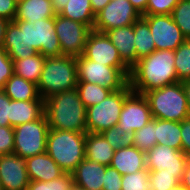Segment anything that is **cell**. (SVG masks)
Instances as JSON below:
<instances>
[{
	"mask_svg": "<svg viewBox=\"0 0 190 190\" xmlns=\"http://www.w3.org/2000/svg\"><path fill=\"white\" fill-rule=\"evenodd\" d=\"M17 3L21 2V1H24V0H15Z\"/></svg>",
	"mask_w": 190,
	"mask_h": 190,
	"instance_id": "obj_53",
	"label": "cell"
},
{
	"mask_svg": "<svg viewBox=\"0 0 190 190\" xmlns=\"http://www.w3.org/2000/svg\"><path fill=\"white\" fill-rule=\"evenodd\" d=\"M68 0H52L54 11L58 14L67 4Z\"/></svg>",
	"mask_w": 190,
	"mask_h": 190,
	"instance_id": "obj_48",
	"label": "cell"
},
{
	"mask_svg": "<svg viewBox=\"0 0 190 190\" xmlns=\"http://www.w3.org/2000/svg\"><path fill=\"white\" fill-rule=\"evenodd\" d=\"M110 166L115 168L121 175L132 174L146 168L145 152L131 145L117 149L114 152Z\"/></svg>",
	"mask_w": 190,
	"mask_h": 190,
	"instance_id": "obj_20",
	"label": "cell"
},
{
	"mask_svg": "<svg viewBox=\"0 0 190 190\" xmlns=\"http://www.w3.org/2000/svg\"><path fill=\"white\" fill-rule=\"evenodd\" d=\"M44 114V99L31 101H10V126L15 128L23 123L39 119Z\"/></svg>",
	"mask_w": 190,
	"mask_h": 190,
	"instance_id": "obj_21",
	"label": "cell"
},
{
	"mask_svg": "<svg viewBox=\"0 0 190 190\" xmlns=\"http://www.w3.org/2000/svg\"><path fill=\"white\" fill-rule=\"evenodd\" d=\"M145 155L148 171L162 169V172L176 173V177L181 181L185 165L189 159L188 155L180 150L160 144H156Z\"/></svg>",
	"mask_w": 190,
	"mask_h": 190,
	"instance_id": "obj_15",
	"label": "cell"
},
{
	"mask_svg": "<svg viewBox=\"0 0 190 190\" xmlns=\"http://www.w3.org/2000/svg\"><path fill=\"white\" fill-rule=\"evenodd\" d=\"M180 184L186 189L190 190V157L185 165L184 172Z\"/></svg>",
	"mask_w": 190,
	"mask_h": 190,
	"instance_id": "obj_44",
	"label": "cell"
},
{
	"mask_svg": "<svg viewBox=\"0 0 190 190\" xmlns=\"http://www.w3.org/2000/svg\"><path fill=\"white\" fill-rule=\"evenodd\" d=\"M101 134L115 151L134 144L133 134L125 132L117 125L102 131Z\"/></svg>",
	"mask_w": 190,
	"mask_h": 190,
	"instance_id": "obj_33",
	"label": "cell"
},
{
	"mask_svg": "<svg viewBox=\"0 0 190 190\" xmlns=\"http://www.w3.org/2000/svg\"><path fill=\"white\" fill-rule=\"evenodd\" d=\"M136 62L156 50L148 22L141 16L134 23Z\"/></svg>",
	"mask_w": 190,
	"mask_h": 190,
	"instance_id": "obj_28",
	"label": "cell"
},
{
	"mask_svg": "<svg viewBox=\"0 0 190 190\" xmlns=\"http://www.w3.org/2000/svg\"><path fill=\"white\" fill-rule=\"evenodd\" d=\"M152 118L181 122L190 117L182 82L153 89L144 94Z\"/></svg>",
	"mask_w": 190,
	"mask_h": 190,
	"instance_id": "obj_6",
	"label": "cell"
},
{
	"mask_svg": "<svg viewBox=\"0 0 190 190\" xmlns=\"http://www.w3.org/2000/svg\"><path fill=\"white\" fill-rule=\"evenodd\" d=\"M141 16L129 0H111L96 15L93 30L105 33L108 30L133 25Z\"/></svg>",
	"mask_w": 190,
	"mask_h": 190,
	"instance_id": "obj_11",
	"label": "cell"
},
{
	"mask_svg": "<svg viewBox=\"0 0 190 190\" xmlns=\"http://www.w3.org/2000/svg\"><path fill=\"white\" fill-rule=\"evenodd\" d=\"M174 50H155L140 58L131 68L129 85L133 92L145 94L178 82Z\"/></svg>",
	"mask_w": 190,
	"mask_h": 190,
	"instance_id": "obj_2",
	"label": "cell"
},
{
	"mask_svg": "<svg viewBox=\"0 0 190 190\" xmlns=\"http://www.w3.org/2000/svg\"><path fill=\"white\" fill-rule=\"evenodd\" d=\"M171 190H186L181 184L177 185L176 187L172 188Z\"/></svg>",
	"mask_w": 190,
	"mask_h": 190,
	"instance_id": "obj_50",
	"label": "cell"
},
{
	"mask_svg": "<svg viewBox=\"0 0 190 190\" xmlns=\"http://www.w3.org/2000/svg\"><path fill=\"white\" fill-rule=\"evenodd\" d=\"M9 22L10 21L8 19L0 17V48H3L4 38Z\"/></svg>",
	"mask_w": 190,
	"mask_h": 190,
	"instance_id": "obj_46",
	"label": "cell"
},
{
	"mask_svg": "<svg viewBox=\"0 0 190 190\" xmlns=\"http://www.w3.org/2000/svg\"><path fill=\"white\" fill-rule=\"evenodd\" d=\"M49 130L44 114L35 121L15 127L13 153L26 159L46 152Z\"/></svg>",
	"mask_w": 190,
	"mask_h": 190,
	"instance_id": "obj_8",
	"label": "cell"
},
{
	"mask_svg": "<svg viewBox=\"0 0 190 190\" xmlns=\"http://www.w3.org/2000/svg\"><path fill=\"white\" fill-rule=\"evenodd\" d=\"M115 150L101 133H86L85 158L110 166Z\"/></svg>",
	"mask_w": 190,
	"mask_h": 190,
	"instance_id": "obj_23",
	"label": "cell"
},
{
	"mask_svg": "<svg viewBox=\"0 0 190 190\" xmlns=\"http://www.w3.org/2000/svg\"><path fill=\"white\" fill-rule=\"evenodd\" d=\"M14 152V128L0 126V155H8Z\"/></svg>",
	"mask_w": 190,
	"mask_h": 190,
	"instance_id": "obj_39",
	"label": "cell"
},
{
	"mask_svg": "<svg viewBox=\"0 0 190 190\" xmlns=\"http://www.w3.org/2000/svg\"><path fill=\"white\" fill-rule=\"evenodd\" d=\"M0 190H3V187H2V185H1V181H0Z\"/></svg>",
	"mask_w": 190,
	"mask_h": 190,
	"instance_id": "obj_52",
	"label": "cell"
},
{
	"mask_svg": "<svg viewBox=\"0 0 190 190\" xmlns=\"http://www.w3.org/2000/svg\"><path fill=\"white\" fill-rule=\"evenodd\" d=\"M11 99L0 89V126H10Z\"/></svg>",
	"mask_w": 190,
	"mask_h": 190,
	"instance_id": "obj_41",
	"label": "cell"
},
{
	"mask_svg": "<svg viewBox=\"0 0 190 190\" xmlns=\"http://www.w3.org/2000/svg\"><path fill=\"white\" fill-rule=\"evenodd\" d=\"M171 15L183 36L190 39V0H180Z\"/></svg>",
	"mask_w": 190,
	"mask_h": 190,
	"instance_id": "obj_32",
	"label": "cell"
},
{
	"mask_svg": "<svg viewBox=\"0 0 190 190\" xmlns=\"http://www.w3.org/2000/svg\"><path fill=\"white\" fill-rule=\"evenodd\" d=\"M3 49L14 61L36 53L44 57L62 56L55 31V17L36 20L34 23L13 20L6 30Z\"/></svg>",
	"mask_w": 190,
	"mask_h": 190,
	"instance_id": "obj_1",
	"label": "cell"
},
{
	"mask_svg": "<svg viewBox=\"0 0 190 190\" xmlns=\"http://www.w3.org/2000/svg\"><path fill=\"white\" fill-rule=\"evenodd\" d=\"M106 166L84 159L72 172L73 184L84 190H102Z\"/></svg>",
	"mask_w": 190,
	"mask_h": 190,
	"instance_id": "obj_17",
	"label": "cell"
},
{
	"mask_svg": "<svg viewBox=\"0 0 190 190\" xmlns=\"http://www.w3.org/2000/svg\"><path fill=\"white\" fill-rule=\"evenodd\" d=\"M0 181L3 190H27L30 180L26 159L15 153L0 155Z\"/></svg>",
	"mask_w": 190,
	"mask_h": 190,
	"instance_id": "obj_16",
	"label": "cell"
},
{
	"mask_svg": "<svg viewBox=\"0 0 190 190\" xmlns=\"http://www.w3.org/2000/svg\"><path fill=\"white\" fill-rule=\"evenodd\" d=\"M64 18L85 24L91 30L95 24V18L90 0H68L66 6L58 13Z\"/></svg>",
	"mask_w": 190,
	"mask_h": 190,
	"instance_id": "obj_25",
	"label": "cell"
},
{
	"mask_svg": "<svg viewBox=\"0 0 190 190\" xmlns=\"http://www.w3.org/2000/svg\"><path fill=\"white\" fill-rule=\"evenodd\" d=\"M45 59L46 57L40 53H36L27 58L16 59L13 61L14 74L25 80L38 84L44 68Z\"/></svg>",
	"mask_w": 190,
	"mask_h": 190,
	"instance_id": "obj_27",
	"label": "cell"
},
{
	"mask_svg": "<svg viewBox=\"0 0 190 190\" xmlns=\"http://www.w3.org/2000/svg\"><path fill=\"white\" fill-rule=\"evenodd\" d=\"M49 129L87 133L86 107L75 88L44 100Z\"/></svg>",
	"mask_w": 190,
	"mask_h": 190,
	"instance_id": "obj_3",
	"label": "cell"
},
{
	"mask_svg": "<svg viewBox=\"0 0 190 190\" xmlns=\"http://www.w3.org/2000/svg\"><path fill=\"white\" fill-rule=\"evenodd\" d=\"M26 168L30 181L48 182L65 173L46 152L26 158Z\"/></svg>",
	"mask_w": 190,
	"mask_h": 190,
	"instance_id": "obj_18",
	"label": "cell"
},
{
	"mask_svg": "<svg viewBox=\"0 0 190 190\" xmlns=\"http://www.w3.org/2000/svg\"><path fill=\"white\" fill-rule=\"evenodd\" d=\"M129 83L121 90L112 91L104 100L86 108L87 132L101 133L119 122L125 99L132 93Z\"/></svg>",
	"mask_w": 190,
	"mask_h": 190,
	"instance_id": "obj_7",
	"label": "cell"
},
{
	"mask_svg": "<svg viewBox=\"0 0 190 190\" xmlns=\"http://www.w3.org/2000/svg\"><path fill=\"white\" fill-rule=\"evenodd\" d=\"M181 151L190 157V117L181 121Z\"/></svg>",
	"mask_w": 190,
	"mask_h": 190,
	"instance_id": "obj_42",
	"label": "cell"
},
{
	"mask_svg": "<svg viewBox=\"0 0 190 190\" xmlns=\"http://www.w3.org/2000/svg\"><path fill=\"white\" fill-rule=\"evenodd\" d=\"M129 1L139 11L141 15L146 11L148 0H129Z\"/></svg>",
	"mask_w": 190,
	"mask_h": 190,
	"instance_id": "obj_47",
	"label": "cell"
},
{
	"mask_svg": "<svg viewBox=\"0 0 190 190\" xmlns=\"http://www.w3.org/2000/svg\"><path fill=\"white\" fill-rule=\"evenodd\" d=\"M18 3L15 0H0V17L13 21Z\"/></svg>",
	"mask_w": 190,
	"mask_h": 190,
	"instance_id": "obj_43",
	"label": "cell"
},
{
	"mask_svg": "<svg viewBox=\"0 0 190 190\" xmlns=\"http://www.w3.org/2000/svg\"><path fill=\"white\" fill-rule=\"evenodd\" d=\"M134 146L140 151L147 152L157 144L155 134V118L151 119L143 128L133 133Z\"/></svg>",
	"mask_w": 190,
	"mask_h": 190,
	"instance_id": "obj_31",
	"label": "cell"
},
{
	"mask_svg": "<svg viewBox=\"0 0 190 190\" xmlns=\"http://www.w3.org/2000/svg\"><path fill=\"white\" fill-rule=\"evenodd\" d=\"M149 180L152 190H171L180 185L176 173L162 172V169L149 171Z\"/></svg>",
	"mask_w": 190,
	"mask_h": 190,
	"instance_id": "obj_35",
	"label": "cell"
},
{
	"mask_svg": "<svg viewBox=\"0 0 190 190\" xmlns=\"http://www.w3.org/2000/svg\"><path fill=\"white\" fill-rule=\"evenodd\" d=\"M157 144L181 151V122L155 118Z\"/></svg>",
	"mask_w": 190,
	"mask_h": 190,
	"instance_id": "obj_26",
	"label": "cell"
},
{
	"mask_svg": "<svg viewBox=\"0 0 190 190\" xmlns=\"http://www.w3.org/2000/svg\"><path fill=\"white\" fill-rule=\"evenodd\" d=\"M78 83L76 57H46L37 84L38 93L44 100L54 94L70 91Z\"/></svg>",
	"mask_w": 190,
	"mask_h": 190,
	"instance_id": "obj_4",
	"label": "cell"
},
{
	"mask_svg": "<svg viewBox=\"0 0 190 190\" xmlns=\"http://www.w3.org/2000/svg\"><path fill=\"white\" fill-rule=\"evenodd\" d=\"M152 118L150 105L143 94L132 92L124 101L117 126L133 134Z\"/></svg>",
	"mask_w": 190,
	"mask_h": 190,
	"instance_id": "obj_14",
	"label": "cell"
},
{
	"mask_svg": "<svg viewBox=\"0 0 190 190\" xmlns=\"http://www.w3.org/2000/svg\"><path fill=\"white\" fill-rule=\"evenodd\" d=\"M55 31L57 33L63 55L72 57L83 55L86 40L91 31L88 26L56 14Z\"/></svg>",
	"mask_w": 190,
	"mask_h": 190,
	"instance_id": "obj_10",
	"label": "cell"
},
{
	"mask_svg": "<svg viewBox=\"0 0 190 190\" xmlns=\"http://www.w3.org/2000/svg\"><path fill=\"white\" fill-rule=\"evenodd\" d=\"M148 22L156 50H176L186 38L172 15H142Z\"/></svg>",
	"mask_w": 190,
	"mask_h": 190,
	"instance_id": "obj_13",
	"label": "cell"
},
{
	"mask_svg": "<svg viewBox=\"0 0 190 190\" xmlns=\"http://www.w3.org/2000/svg\"><path fill=\"white\" fill-rule=\"evenodd\" d=\"M122 175L111 166H106L102 190H121Z\"/></svg>",
	"mask_w": 190,
	"mask_h": 190,
	"instance_id": "obj_40",
	"label": "cell"
},
{
	"mask_svg": "<svg viewBox=\"0 0 190 190\" xmlns=\"http://www.w3.org/2000/svg\"><path fill=\"white\" fill-rule=\"evenodd\" d=\"M175 70L179 82L190 80V39H186L174 51Z\"/></svg>",
	"mask_w": 190,
	"mask_h": 190,
	"instance_id": "obj_30",
	"label": "cell"
},
{
	"mask_svg": "<svg viewBox=\"0 0 190 190\" xmlns=\"http://www.w3.org/2000/svg\"><path fill=\"white\" fill-rule=\"evenodd\" d=\"M83 56L96 63L116 67L129 78L130 68L121 60L117 48L106 33L92 29L88 34Z\"/></svg>",
	"mask_w": 190,
	"mask_h": 190,
	"instance_id": "obj_12",
	"label": "cell"
},
{
	"mask_svg": "<svg viewBox=\"0 0 190 190\" xmlns=\"http://www.w3.org/2000/svg\"><path fill=\"white\" fill-rule=\"evenodd\" d=\"M121 182V190H152L147 168L132 174L122 175Z\"/></svg>",
	"mask_w": 190,
	"mask_h": 190,
	"instance_id": "obj_34",
	"label": "cell"
},
{
	"mask_svg": "<svg viewBox=\"0 0 190 190\" xmlns=\"http://www.w3.org/2000/svg\"><path fill=\"white\" fill-rule=\"evenodd\" d=\"M56 14L52 0H24L18 3L14 20L34 23L39 19L55 17Z\"/></svg>",
	"mask_w": 190,
	"mask_h": 190,
	"instance_id": "obj_22",
	"label": "cell"
},
{
	"mask_svg": "<svg viewBox=\"0 0 190 190\" xmlns=\"http://www.w3.org/2000/svg\"><path fill=\"white\" fill-rule=\"evenodd\" d=\"M86 133L50 129L46 153L65 172L72 173L85 159Z\"/></svg>",
	"mask_w": 190,
	"mask_h": 190,
	"instance_id": "obj_5",
	"label": "cell"
},
{
	"mask_svg": "<svg viewBox=\"0 0 190 190\" xmlns=\"http://www.w3.org/2000/svg\"><path fill=\"white\" fill-rule=\"evenodd\" d=\"M76 89L86 108L100 103L112 92L109 88L89 82H78Z\"/></svg>",
	"mask_w": 190,
	"mask_h": 190,
	"instance_id": "obj_29",
	"label": "cell"
},
{
	"mask_svg": "<svg viewBox=\"0 0 190 190\" xmlns=\"http://www.w3.org/2000/svg\"><path fill=\"white\" fill-rule=\"evenodd\" d=\"M72 185V173H64L48 182L30 181L27 190H70Z\"/></svg>",
	"mask_w": 190,
	"mask_h": 190,
	"instance_id": "obj_36",
	"label": "cell"
},
{
	"mask_svg": "<svg viewBox=\"0 0 190 190\" xmlns=\"http://www.w3.org/2000/svg\"><path fill=\"white\" fill-rule=\"evenodd\" d=\"M180 0H148L142 15H170Z\"/></svg>",
	"mask_w": 190,
	"mask_h": 190,
	"instance_id": "obj_37",
	"label": "cell"
},
{
	"mask_svg": "<svg viewBox=\"0 0 190 190\" xmlns=\"http://www.w3.org/2000/svg\"><path fill=\"white\" fill-rule=\"evenodd\" d=\"M117 48L121 60L131 68L136 63L134 24L105 32Z\"/></svg>",
	"mask_w": 190,
	"mask_h": 190,
	"instance_id": "obj_19",
	"label": "cell"
},
{
	"mask_svg": "<svg viewBox=\"0 0 190 190\" xmlns=\"http://www.w3.org/2000/svg\"><path fill=\"white\" fill-rule=\"evenodd\" d=\"M13 74V60L3 48H0V89L4 88L5 83L11 78Z\"/></svg>",
	"mask_w": 190,
	"mask_h": 190,
	"instance_id": "obj_38",
	"label": "cell"
},
{
	"mask_svg": "<svg viewBox=\"0 0 190 190\" xmlns=\"http://www.w3.org/2000/svg\"><path fill=\"white\" fill-rule=\"evenodd\" d=\"M2 90L10 99L16 101H31L41 98L38 93L37 84L15 74L5 83Z\"/></svg>",
	"mask_w": 190,
	"mask_h": 190,
	"instance_id": "obj_24",
	"label": "cell"
},
{
	"mask_svg": "<svg viewBox=\"0 0 190 190\" xmlns=\"http://www.w3.org/2000/svg\"><path fill=\"white\" fill-rule=\"evenodd\" d=\"M111 0H90L91 6L96 16Z\"/></svg>",
	"mask_w": 190,
	"mask_h": 190,
	"instance_id": "obj_45",
	"label": "cell"
},
{
	"mask_svg": "<svg viewBox=\"0 0 190 190\" xmlns=\"http://www.w3.org/2000/svg\"><path fill=\"white\" fill-rule=\"evenodd\" d=\"M78 82H89L109 88L112 91L123 89L129 78L118 68L96 63L83 55L76 57Z\"/></svg>",
	"mask_w": 190,
	"mask_h": 190,
	"instance_id": "obj_9",
	"label": "cell"
},
{
	"mask_svg": "<svg viewBox=\"0 0 190 190\" xmlns=\"http://www.w3.org/2000/svg\"><path fill=\"white\" fill-rule=\"evenodd\" d=\"M182 85L186 94L187 106L190 113V80L182 82Z\"/></svg>",
	"mask_w": 190,
	"mask_h": 190,
	"instance_id": "obj_49",
	"label": "cell"
},
{
	"mask_svg": "<svg viewBox=\"0 0 190 190\" xmlns=\"http://www.w3.org/2000/svg\"><path fill=\"white\" fill-rule=\"evenodd\" d=\"M70 190H84V189H82L81 187H79V186L73 184V185L71 186Z\"/></svg>",
	"mask_w": 190,
	"mask_h": 190,
	"instance_id": "obj_51",
	"label": "cell"
}]
</instances>
